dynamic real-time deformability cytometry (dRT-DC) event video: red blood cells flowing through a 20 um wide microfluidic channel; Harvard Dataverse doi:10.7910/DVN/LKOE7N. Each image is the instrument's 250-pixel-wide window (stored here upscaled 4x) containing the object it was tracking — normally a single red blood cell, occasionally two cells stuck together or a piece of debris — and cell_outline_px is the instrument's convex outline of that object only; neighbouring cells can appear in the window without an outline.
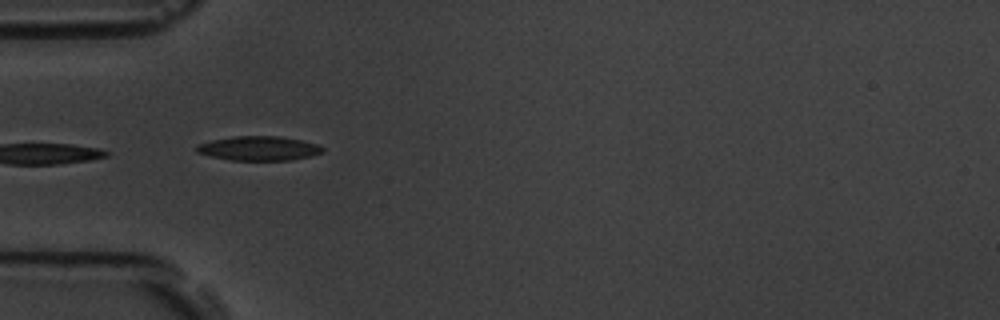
{"species": "common noctule bat (a hibernating species)", "species_latin": "Nyctalus noctula", "temperature_condition": "room temperature", "stored_images_in_passage": 13, "camera_frame_rate_fps": 3000, "um_per_image_px": 0.085, "animal": {"sex": "male", "body_mass_g": 19.5, "forearm_length_mm": 54.6}, "frame": {"image": 1, "passage_image": 3, "time_ms": 3.333, "image_size_px": [1000, 320], "cell_outline_px": [[324, 152], [312, 156], [292, 160], [228, 160], [196, 152], [196, 144], [212, 140], [236, 136], [280, 136], [300, 140], [316, 144], [324, 148]], "centroid_in_image_um": [22.01, 12.61], "position_along_channel_um": 63.0, "area_um2": 17.86}}
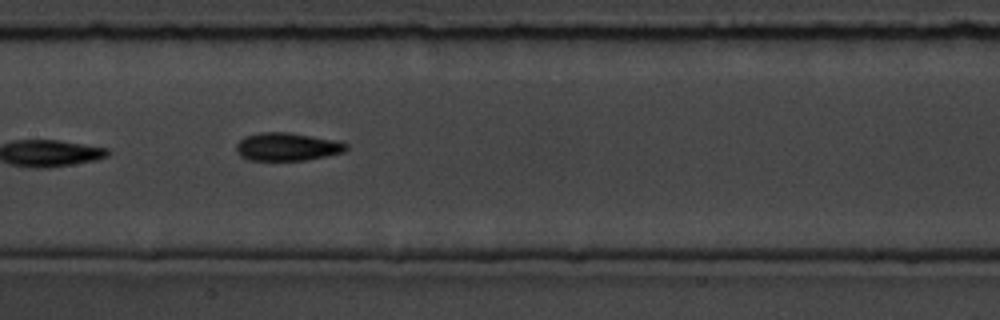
{"frame": {"image": 2, "passage_image": 6, "time_ms": 6.667, "image_size_px": [1000, 320], "cell_outline_px": [[348, 148], [344, 152], [304, 160], [248, 160], [240, 156], [236, 152], [236, 144], [244, 136], [260, 132], [288, 132], [336, 140], [348, 144]], "centroid_in_image_um": [24.38, 12.47], "position_along_channel_um": 183.0, "area_um2": 17.98}, "authors_computed_cell_mechanics": {"area_um2": 16.8198, "velocity_mm_per_s": 3.6269, "shape_relaxation_time_tau1_ms": 5.8116, "shape_relaxation_time_tau2_ms": 4.1196, "deformation_change_tau1": 0.1511, "deformation_change_tau2": 0.0909}}